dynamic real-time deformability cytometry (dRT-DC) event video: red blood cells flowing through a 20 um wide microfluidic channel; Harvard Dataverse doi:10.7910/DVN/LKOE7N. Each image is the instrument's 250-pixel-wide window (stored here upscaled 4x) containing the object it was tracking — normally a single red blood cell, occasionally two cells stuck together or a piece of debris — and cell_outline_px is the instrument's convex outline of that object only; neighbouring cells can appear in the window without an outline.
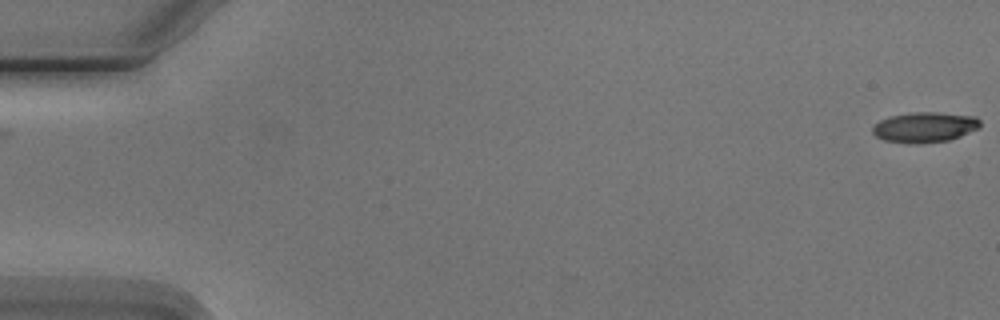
{"species": "Egyptian fruit bat (a non-hibernating species)", "species_latin": "Rousettus aegyptiacus", "temperature_condition": "cold", "stored_images_in_passage": 2, "camera_frame_rate_fps": 3000, "um_per_image_px": 0.085, "animal": {"sex": "male"}, "frame": {"image": 1, "passage_image": 2, "time_ms": 1.333, "image_size_px": [1000, 320], "cell_outline_px": [[980, 128], [960, 136], [948, 140], [920, 144], [908, 144], [884, 140], [876, 136], [872, 132], [872, 128], [880, 120], [888, 116], [912, 112], [940, 112], [976, 116], [980, 120]], "centroid_in_image_um": [78.6, 10.81], "position_along_channel_um": 6.4, "area_um2": 19.25}}